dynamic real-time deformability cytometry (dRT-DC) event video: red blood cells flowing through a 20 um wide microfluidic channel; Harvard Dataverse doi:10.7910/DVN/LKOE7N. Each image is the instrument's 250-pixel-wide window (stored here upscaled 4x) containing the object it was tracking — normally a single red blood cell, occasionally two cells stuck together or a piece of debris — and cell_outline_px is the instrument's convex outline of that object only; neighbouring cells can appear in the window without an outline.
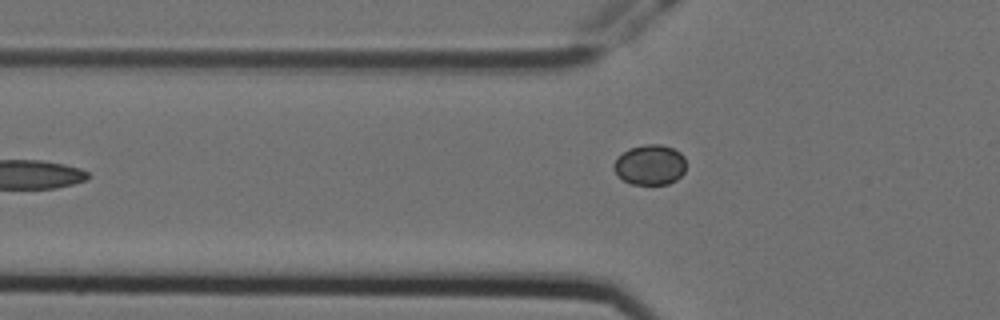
{"species": "Egyptian fruit bat (a non-hibernating species)", "species_latin": "Rousettus aegyptiacus", "temperature_condition": "cold", "stored_images_in_passage": 7, "camera_frame_rate_fps": 3000, "um_per_image_px": 0.085, "animal": {"sex": "female"}, "frame": {"image": 1, "passage_image": 7, "time_ms": 2.0, "image_size_px": [1000, 320], "cell_outline_px": [[684, 172], [676, 180], [668, 184], [632, 184], [624, 180], [612, 168], [612, 164], [628, 148], [644, 144], [660, 144], [672, 148], [680, 152], [684, 156]], "centroid_in_image_um": [55.25, 14.0], "position_along_channel_um": 70.6, "area_um2": 16.82}}